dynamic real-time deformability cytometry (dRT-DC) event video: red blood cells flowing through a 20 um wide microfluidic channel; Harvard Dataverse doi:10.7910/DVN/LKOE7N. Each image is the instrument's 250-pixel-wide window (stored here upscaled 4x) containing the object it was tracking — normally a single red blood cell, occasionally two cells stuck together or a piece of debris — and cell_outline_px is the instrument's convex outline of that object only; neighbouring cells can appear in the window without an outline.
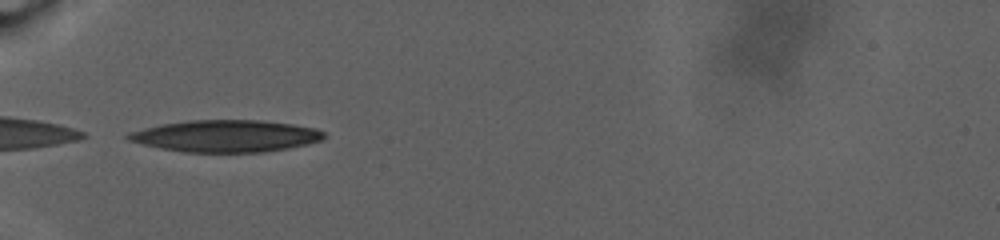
{"species": "human", "species_latin": "Homo sapiens", "temperature_condition": "warm", "stored_images_in_passage": 56, "camera_frame_rate_fps": 3000, "um_per_image_px": 0.085, "donor": {"sex": "male"}, "frame": {"image": 1, "passage_image": 1, "time_ms": 0.0, "image_size_px": [1000, 240], "cell_outline_px": [[328, 136], [320, 140], [308, 144], [288, 148], [264, 152], [184, 152], [160, 148], [128, 140], [124, 136], [128, 132], [160, 124], [188, 120], [260, 120], [292, 124], [316, 128], [324, 132]], "centroid_in_image_um": [19.2, 11.56], "position_along_channel_um": 65.8, "area_um2": 36.53}}
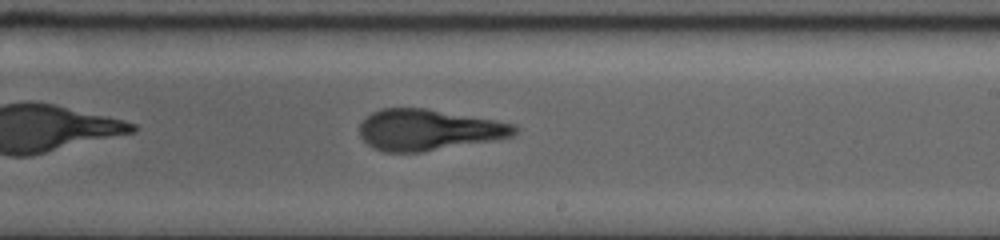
{"frame": {"image": 2, "passage_image": 25, "time_ms": 8.0, "image_size_px": [1000, 240], "cell_outline_px": [[520, 128], [512, 136], [492, 140], [420, 152], [384, 152], [372, 148], [360, 136], [360, 124], [372, 112], [384, 108], [424, 108], [496, 120], [516, 124]], "centroid_in_image_um": [36.42, 11.03], "position_along_channel_um": 252.6, "area_um2": 36.82}}
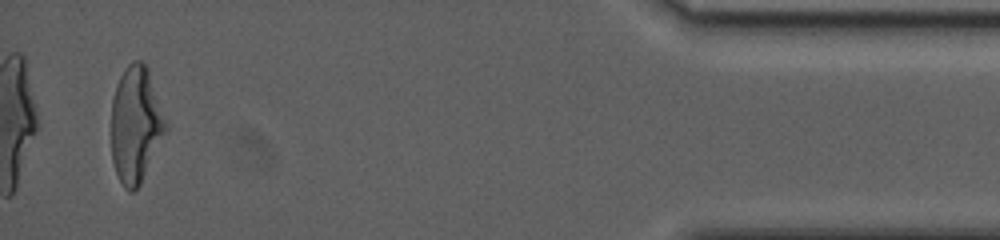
{"frame": {"image": 3, "passage_image": 53, "time_ms": 17.333, "image_size_px": [1000, 240], "cell_outline_px": [[168, 128], [140, 184], [132, 192], [128, 192], [124, 188], [116, 172], [112, 160], [112, 100], [116, 84], [124, 68], [132, 60], [140, 60], [148, 68], [168, 120]], "centroid_in_image_um": [11.56, 10.55], "position_along_channel_um": 423.6, "area_um2": 37.17}}